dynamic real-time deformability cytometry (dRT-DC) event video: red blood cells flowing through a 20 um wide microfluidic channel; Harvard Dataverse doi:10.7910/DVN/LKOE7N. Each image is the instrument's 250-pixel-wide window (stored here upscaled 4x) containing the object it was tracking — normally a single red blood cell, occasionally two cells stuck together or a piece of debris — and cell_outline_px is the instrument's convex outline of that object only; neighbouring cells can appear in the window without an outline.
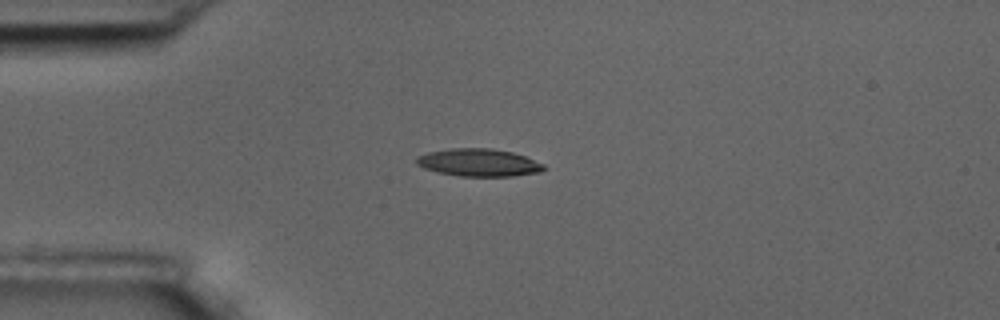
{"species": "common noctule bat (a hibernating species)", "species_latin": "Nyctalus noctula", "temperature_condition": "room temperature", "stored_images_in_passage": 42, "camera_frame_rate_fps": 3000, "um_per_image_px": 0.085, "animal": {"sex": "male", "body_mass_g": 17.5, "forearm_length_mm": 52.3}, "frame": {"image": 1, "passage_image": 1, "time_ms": 0.0, "image_size_px": [1000, 320], "cell_outline_px": [[548, 168], [540, 172], [512, 176], [460, 176], [440, 172], [424, 168], [416, 164], [416, 160], [420, 156], [428, 152], [452, 148], [492, 148], [512, 152], [524, 156], [544, 164]], "centroid_in_image_um": [40.73, 13.82], "position_along_channel_um": 44.3, "area_um2": 20.35}}
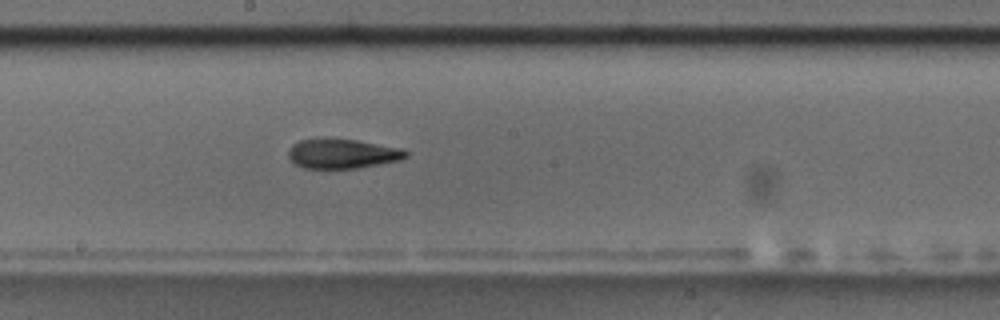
{"frame": {"image": 2, "passage_image": 17, "time_ms": 5.333, "image_size_px": [1000, 320], "cell_outline_px": [[408, 156], [400, 160], [380, 164], [356, 168], [304, 168], [296, 164], [288, 156], [288, 148], [292, 144], [300, 140], [356, 140], [400, 148], [408, 152]], "centroid_in_image_um": [29.11, 13.08], "position_along_channel_um": 219.1, "area_um2": 19.77}}
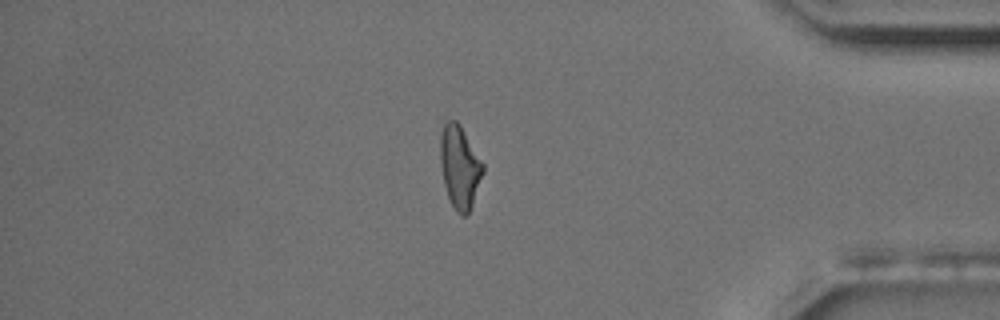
{"frame": {"image": 3, "passage_image": 34, "time_ms": 11.0, "image_size_px": [1000, 320], "cell_outline_px": [[484, 172], [472, 204], [468, 212], [464, 216], [460, 216], [456, 212], [448, 196], [444, 184], [440, 160], [440, 136], [444, 124], [448, 120], [456, 120], [460, 124], [484, 164]], "centroid_in_image_um": [39.08, 14.17], "position_along_channel_um": 396.1, "area_um2": 20.46}, "authors_computed_cell_mechanics": {"area_um2": 20.5768, "velocity_mm_per_s": 3.6555, "shape_relaxation_time_tau1_ms": null, "shape_relaxation_time_tau2_ms": 3.7772, "deformation_change_tau1": null, "deformation_change_tau2": 0.1312}}